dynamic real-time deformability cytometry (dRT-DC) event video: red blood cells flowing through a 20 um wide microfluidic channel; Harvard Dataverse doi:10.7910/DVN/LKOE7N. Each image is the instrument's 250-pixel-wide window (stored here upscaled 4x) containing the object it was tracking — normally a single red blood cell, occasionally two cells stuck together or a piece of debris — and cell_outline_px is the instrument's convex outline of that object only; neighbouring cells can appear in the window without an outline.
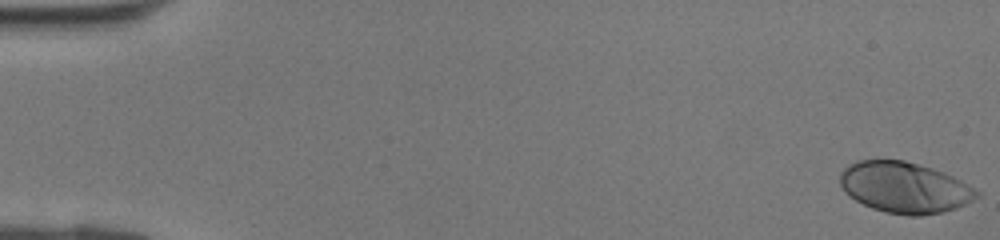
{"species": "human", "species_latin": "Homo sapiens", "temperature_condition": "room temperature", "stored_images_in_passage": 42, "camera_frame_rate_fps": 3000, "um_per_image_px": 0.085, "donor": {"sex": "female"}, "frame": {"image": 1, "passage_image": 1, "time_ms": 0.0, "image_size_px": [1000, 240], "cell_outline_px": [[980, 196], [956, 208], [944, 212], [920, 216], [908, 216], [884, 212], [872, 208], [848, 196], [844, 192], [840, 184], [840, 172], [848, 164], [856, 160], [904, 160], [932, 168], [944, 172], [976, 188], [980, 192]], "centroid_in_image_um": [76.88, 15.94], "position_along_channel_um": 8.1, "area_um2": 40.86}}
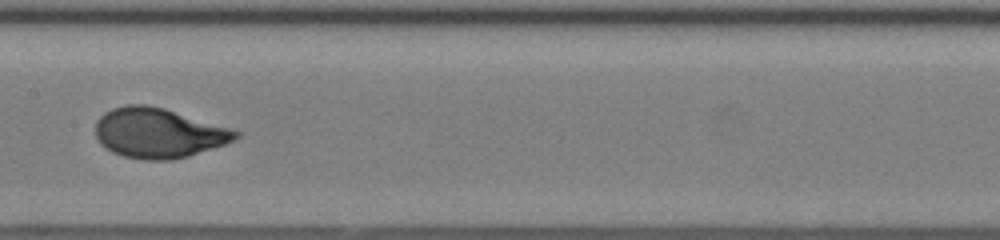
{"frame": {"image": 2, "passage_image": 22, "time_ms": 7.0, "image_size_px": [1000, 240], "cell_outline_px": [[240, 136], [236, 140], [188, 156], [172, 160], [144, 160], [124, 156], [112, 152], [100, 144], [96, 136], [96, 120], [104, 112], [112, 108], [128, 104], [148, 104], [164, 108], [228, 128], [240, 132]], "centroid_in_image_um": [13.43, 11.3], "position_along_channel_um": 194.0, "area_um2": 40.58}}
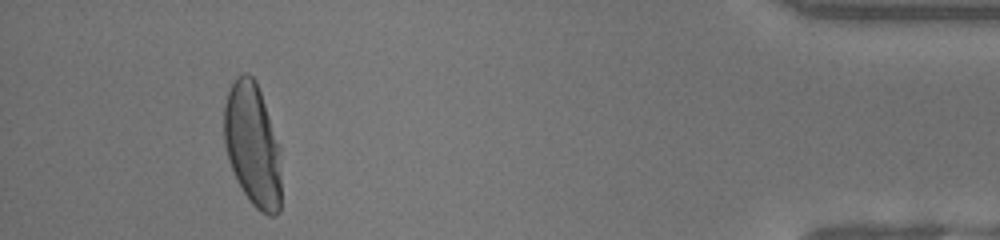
{"frame": {"image": 3, "passage_image": 39, "time_ms": 12.667, "image_size_px": [1000, 240], "cell_outline_px": [[280, 212], [276, 216], [268, 216], [260, 212], [252, 204], [236, 180], [224, 144], [224, 104], [228, 92], [236, 76], [244, 72], [252, 76], [256, 80], [280, 144]], "centroid_in_image_um": [21.48, 12.31], "position_along_channel_um": 413.7, "area_um2": 41.38}}